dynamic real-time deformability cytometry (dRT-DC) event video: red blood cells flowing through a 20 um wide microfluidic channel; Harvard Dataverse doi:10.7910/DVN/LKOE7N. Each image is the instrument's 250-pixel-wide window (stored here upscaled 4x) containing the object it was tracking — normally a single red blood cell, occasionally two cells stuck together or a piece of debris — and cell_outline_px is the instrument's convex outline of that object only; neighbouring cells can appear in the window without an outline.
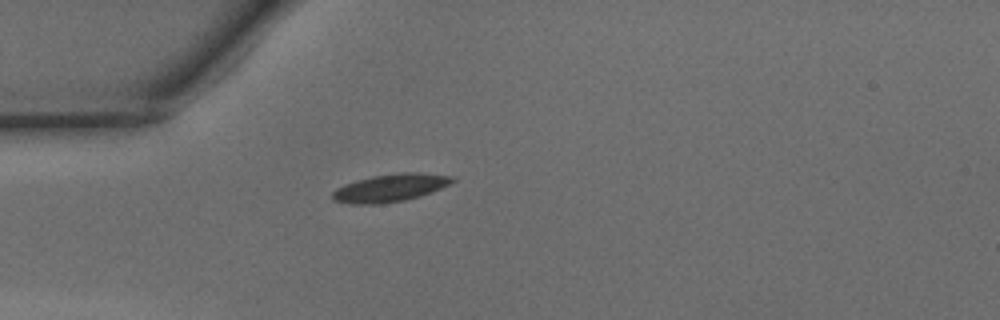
{"species": "common noctule bat (a hibernating species)", "species_latin": "Nyctalus noctula", "temperature_condition": "warm", "stored_images_in_passage": 31, "camera_frame_rate_fps": 3000, "um_per_image_px": 0.085, "animal": {"sex": "male", "body_mass_g": 15.6}, "frame": {"image": 1, "passage_image": 1, "time_ms": 0.0, "image_size_px": [1000, 320], "cell_outline_px": [[456, 180], [432, 192], [420, 196], [404, 200], [376, 204], [352, 204], [332, 200], [332, 192], [336, 188], [344, 184], [356, 180], [372, 176], [400, 172], [420, 172], [456, 176]], "centroid_in_image_um": [33.18, 15.95], "position_along_channel_um": 51.8, "area_um2": 19.48}}
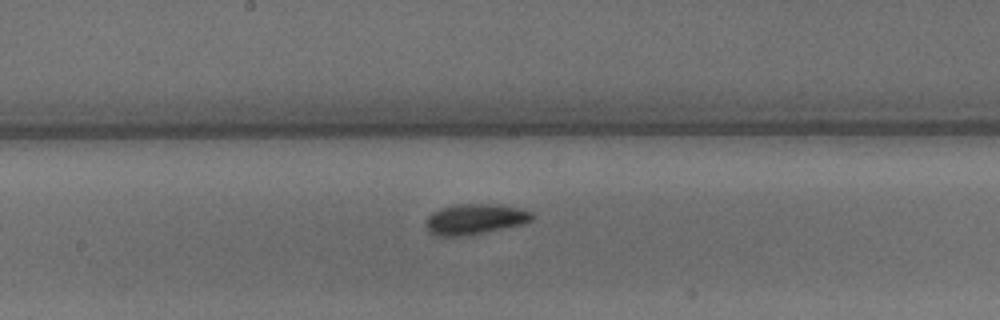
{"frame": {"image": 2, "passage_image": 13, "time_ms": 4.0, "image_size_px": [1000, 320], "cell_outline_px": [[536, 216], [532, 220], [524, 224], [468, 236], [436, 236], [428, 232], [424, 224], [428, 216], [432, 212], [440, 208], [460, 204], [500, 204], [520, 208], [532, 212]], "centroid_in_image_um": [40.38, 18.63], "position_along_channel_um": 207.8, "area_um2": 19.31}}
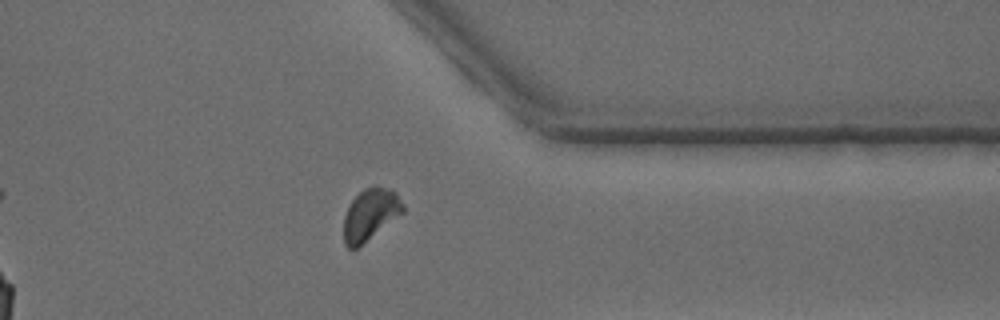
{"frame": {"image": 3, "passage_image": 26, "time_ms": 8.333, "image_size_px": [1000, 320], "cell_outline_px": [[404, 212], [356, 248], [348, 248], [344, 244], [344, 216], [352, 200], [364, 188], [384, 188], [396, 192], [404, 204]], "centroid_in_image_um": [31.47, 18.24], "position_along_channel_um": 379.9, "area_um2": 17.28}, "authors_computed_cell_mechanics": {"area_um2": 17.8602, "velocity_mm_per_s": 4.1381, "shape_relaxation_time_tau1_ms": 3.5662, "shape_relaxation_time_tau2_ms": 2.8046, "deformation_change_tau1": 0.1373, "deformation_change_tau2": 0.0724}}